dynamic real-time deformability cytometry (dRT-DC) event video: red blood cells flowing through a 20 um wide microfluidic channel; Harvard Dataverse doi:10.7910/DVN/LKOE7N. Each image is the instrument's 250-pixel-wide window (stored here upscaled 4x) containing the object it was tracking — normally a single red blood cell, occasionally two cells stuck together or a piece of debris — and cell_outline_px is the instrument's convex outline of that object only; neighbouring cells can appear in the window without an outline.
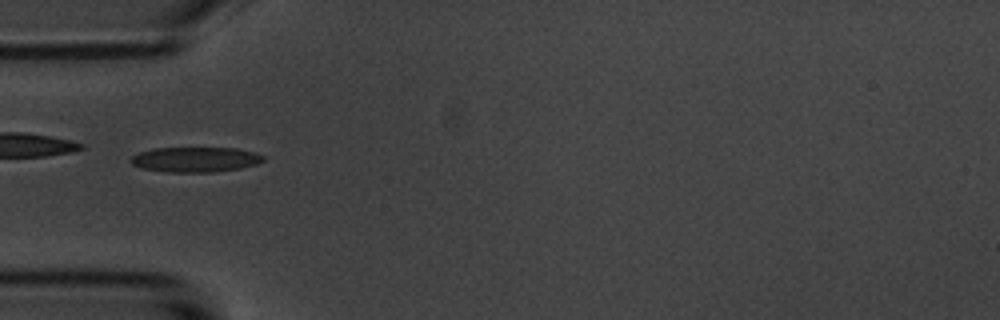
{"species": "common noctule bat (a hibernating species)", "species_latin": "Nyctalus noctula", "temperature_condition": "room temperature", "stored_images_in_passage": 53, "camera_frame_rate_fps": 3000, "um_per_image_px": 0.085, "animal": {"sex": "male", "body_mass_g": 20.1, "forearm_length_mm": 53.5}, "frame": {"image": 1, "passage_image": 16, "time_ms": 5.0, "image_size_px": [1000, 320], "cell_outline_px": [[264, 160], [256, 164], [240, 168], [212, 172], [168, 172], [140, 168], [132, 164], [132, 156], [140, 152], [156, 148], [236, 148], [252, 152], [264, 156]], "centroid_in_image_um": [16.6, 13.56], "position_along_channel_um": 68.4, "area_um2": 19.13}, "authors_computed_cell_mechanics": {"area_um2": 19.7098, "velocity_mm_per_s": 3.5976, "shape_relaxation_time_tau1_ms": 3.1137, "shape_relaxation_time_tau2_ms": 2.2152, "deformation_change_tau1": 0.1163, "deformation_change_tau2": 0.1066}}